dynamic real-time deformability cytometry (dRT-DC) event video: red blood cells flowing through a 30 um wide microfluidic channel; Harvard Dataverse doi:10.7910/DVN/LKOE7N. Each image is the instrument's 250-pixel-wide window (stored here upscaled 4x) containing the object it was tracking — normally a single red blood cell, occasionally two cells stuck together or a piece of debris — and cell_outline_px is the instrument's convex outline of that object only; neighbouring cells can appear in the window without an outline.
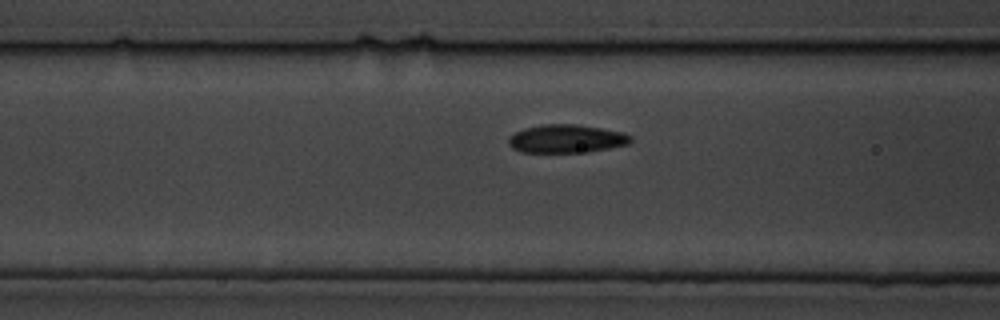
{"species": "common noctule bat (a hibernating species)", "species_latin": "Nyctalus noctula", "temperature_condition": "cold", "stored_images_in_passage": 21, "camera_frame_rate_fps": 3000, "um_per_image_px": 0.085, "animal": {"sex": "male", "body_mass_g": 19.5, "forearm_length_mm": 54.6}, "frame": {"image": 1, "passage_image": 19, "time_ms": 6.0, "image_size_px": [1000, 320], "cell_outline_px": [[632, 140], [628, 144], [588, 152], [520, 152], [512, 148], [508, 144], [508, 136], [524, 128], [540, 124], [576, 124], [624, 132], [632, 136]], "centroid_in_image_um": [48.12, 11.79], "position_along_channel_um": 118.5, "area_um2": 20.23}}